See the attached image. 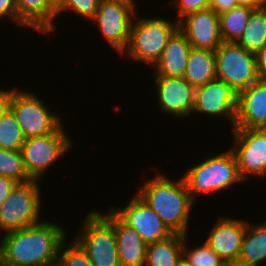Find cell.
Segmentation results:
<instances>
[{
	"label": "cell",
	"mask_w": 266,
	"mask_h": 266,
	"mask_svg": "<svg viewBox=\"0 0 266 266\" xmlns=\"http://www.w3.org/2000/svg\"><path fill=\"white\" fill-rule=\"evenodd\" d=\"M66 231L62 225L42 220L0 235V265L56 266Z\"/></svg>",
	"instance_id": "obj_1"
},
{
	"label": "cell",
	"mask_w": 266,
	"mask_h": 266,
	"mask_svg": "<svg viewBox=\"0 0 266 266\" xmlns=\"http://www.w3.org/2000/svg\"><path fill=\"white\" fill-rule=\"evenodd\" d=\"M136 194L158 214L173 233L188 234L191 209L195 202L182 176L174 181L164 173H157L153 179H147Z\"/></svg>",
	"instance_id": "obj_2"
},
{
	"label": "cell",
	"mask_w": 266,
	"mask_h": 266,
	"mask_svg": "<svg viewBox=\"0 0 266 266\" xmlns=\"http://www.w3.org/2000/svg\"><path fill=\"white\" fill-rule=\"evenodd\" d=\"M182 177L194 202L198 194H215L245 182L230 148L223 153H211L202 163L190 166Z\"/></svg>",
	"instance_id": "obj_3"
},
{
	"label": "cell",
	"mask_w": 266,
	"mask_h": 266,
	"mask_svg": "<svg viewBox=\"0 0 266 266\" xmlns=\"http://www.w3.org/2000/svg\"><path fill=\"white\" fill-rule=\"evenodd\" d=\"M137 16L136 13L131 23L129 43L122 55L127 60L133 59L153 67L160 59L169 39L178 30V21L173 23L160 16L138 19Z\"/></svg>",
	"instance_id": "obj_4"
},
{
	"label": "cell",
	"mask_w": 266,
	"mask_h": 266,
	"mask_svg": "<svg viewBox=\"0 0 266 266\" xmlns=\"http://www.w3.org/2000/svg\"><path fill=\"white\" fill-rule=\"evenodd\" d=\"M87 213L73 239L94 266H121L113 225L96 209Z\"/></svg>",
	"instance_id": "obj_5"
},
{
	"label": "cell",
	"mask_w": 266,
	"mask_h": 266,
	"mask_svg": "<svg viewBox=\"0 0 266 266\" xmlns=\"http://www.w3.org/2000/svg\"><path fill=\"white\" fill-rule=\"evenodd\" d=\"M40 181L17 183L0 205V233H8L41 222Z\"/></svg>",
	"instance_id": "obj_6"
},
{
	"label": "cell",
	"mask_w": 266,
	"mask_h": 266,
	"mask_svg": "<svg viewBox=\"0 0 266 266\" xmlns=\"http://www.w3.org/2000/svg\"><path fill=\"white\" fill-rule=\"evenodd\" d=\"M44 103L32 91L14 88L9 109L15 115L26 139L54 133L62 125L59 113L50 111V107Z\"/></svg>",
	"instance_id": "obj_7"
},
{
	"label": "cell",
	"mask_w": 266,
	"mask_h": 266,
	"mask_svg": "<svg viewBox=\"0 0 266 266\" xmlns=\"http://www.w3.org/2000/svg\"><path fill=\"white\" fill-rule=\"evenodd\" d=\"M216 78L238 94L259 80L255 53L237 42H223L215 51Z\"/></svg>",
	"instance_id": "obj_8"
},
{
	"label": "cell",
	"mask_w": 266,
	"mask_h": 266,
	"mask_svg": "<svg viewBox=\"0 0 266 266\" xmlns=\"http://www.w3.org/2000/svg\"><path fill=\"white\" fill-rule=\"evenodd\" d=\"M63 124L51 134L30 137L21 147L25 169L32 179L42 180L54 162L72 148ZM43 175V176H42Z\"/></svg>",
	"instance_id": "obj_9"
},
{
	"label": "cell",
	"mask_w": 266,
	"mask_h": 266,
	"mask_svg": "<svg viewBox=\"0 0 266 266\" xmlns=\"http://www.w3.org/2000/svg\"><path fill=\"white\" fill-rule=\"evenodd\" d=\"M233 151L240 176L266 178V129L233 128ZM258 175V176H257Z\"/></svg>",
	"instance_id": "obj_10"
},
{
	"label": "cell",
	"mask_w": 266,
	"mask_h": 266,
	"mask_svg": "<svg viewBox=\"0 0 266 266\" xmlns=\"http://www.w3.org/2000/svg\"><path fill=\"white\" fill-rule=\"evenodd\" d=\"M135 14L126 5L101 0L98 11L91 19L93 24H97L108 45L118 51L121 57L129 43L131 23Z\"/></svg>",
	"instance_id": "obj_11"
},
{
	"label": "cell",
	"mask_w": 266,
	"mask_h": 266,
	"mask_svg": "<svg viewBox=\"0 0 266 266\" xmlns=\"http://www.w3.org/2000/svg\"><path fill=\"white\" fill-rule=\"evenodd\" d=\"M125 207L111 209L129 226L133 227L147 245L162 241L174 233L158 214L137 194L131 195Z\"/></svg>",
	"instance_id": "obj_12"
},
{
	"label": "cell",
	"mask_w": 266,
	"mask_h": 266,
	"mask_svg": "<svg viewBox=\"0 0 266 266\" xmlns=\"http://www.w3.org/2000/svg\"><path fill=\"white\" fill-rule=\"evenodd\" d=\"M238 108V93L226 82L214 79L195 88L192 114L204 113L207 116H225L234 128Z\"/></svg>",
	"instance_id": "obj_13"
},
{
	"label": "cell",
	"mask_w": 266,
	"mask_h": 266,
	"mask_svg": "<svg viewBox=\"0 0 266 266\" xmlns=\"http://www.w3.org/2000/svg\"><path fill=\"white\" fill-rule=\"evenodd\" d=\"M160 112L178 118L191 116L195 88L183 77L154 76Z\"/></svg>",
	"instance_id": "obj_14"
},
{
	"label": "cell",
	"mask_w": 266,
	"mask_h": 266,
	"mask_svg": "<svg viewBox=\"0 0 266 266\" xmlns=\"http://www.w3.org/2000/svg\"><path fill=\"white\" fill-rule=\"evenodd\" d=\"M178 30L192 48L216 51L223 43L219 15L210 8L182 17L178 21Z\"/></svg>",
	"instance_id": "obj_15"
},
{
	"label": "cell",
	"mask_w": 266,
	"mask_h": 266,
	"mask_svg": "<svg viewBox=\"0 0 266 266\" xmlns=\"http://www.w3.org/2000/svg\"><path fill=\"white\" fill-rule=\"evenodd\" d=\"M247 221L219 216L204 241L228 266H234L241 253Z\"/></svg>",
	"instance_id": "obj_16"
},
{
	"label": "cell",
	"mask_w": 266,
	"mask_h": 266,
	"mask_svg": "<svg viewBox=\"0 0 266 266\" xmlns=\"http://www.w3.org/2000/svg\"><path fill=\"white\" fill-rule=\"evenodd\" d=\"M101 213L114 227L121 266H144L147 244L140 234L126 224L109 206Z\"/></svg>",
	"instance_id": "obj_17"
},
{
	"label": "cell",
	"mask_w": 266,
	"mask_h": 266,
	"mask_svg": "<svg viewBox=\"0 0 266 266\" xmlns=\"http://www.w3.org/2000/svg\"><path fill=\"white\" fill-rule=\"evenodd\" d=\"M234 128L266 129V81L259 79L238 94Z\"/></svg>",
	"instance_id": "obj_18"
},
{
	"label": "cell",
	"mask_w": 266,
	"mask_h": 266,
	"mask_svg": "<svg viewBox=\"0 0 266 266\" xmlns=\"http://www.w3.org/2000/svg\"><path fill=\"white\" fill-rule=\"evenodd\" d=\"M17 25L49 36L55 29L56 6L50 0H15Z\"/></svg>",
	"instance_id": "obj_19"
},
{
	"label": "cell",
	"mask_w": 266,
	"mask_h": 266,
	"mask_svg": "<svg viewBox=\"0 0 266 266\" xmlns=\"http://www.w3.org/2000/svg\"><path fill=\"white\" fill-rule=\"evenodd\" d=\"M191 44L177 30L166 44L160 59L154 64V76L183 77Z\"/></svg>",
	"instance_id": "obj_20"
},
{
	"label": "cell",
	"mask_w": 266,
	"mask_h": 266,
	"mask_svg": "<svg viewBox=\"0 0 266 266\" xmlns=\"http://www.w3.org/2000/svg\"><path fill=\"white\" fill-rule=\"evenodd\" d=\"M266 261V221L247 222L241 253L234 266H259Z\"/></svg>",
	"instance_id": "obj_21"
},
{
	"label": "cell",
	"mask_w": 266,
	"mask_h": 266,
	"mask_svg": "<svg viewBox=\"0 0 266 266\" xmlns=\"http://www.w3.org/2000/svg\"><path fill=\"white\" fill-rule=\"evenodd\" d=\"M183 78L194 88L216 79L215 51L191 48Z\"/></svg>",
	"instance_id": "obj_22"
},
{
	"label": "cell",
	"mask_w": 266,
	"mask_h": 266,
	"mask_svg": "<svg viewBox=\"0 0 266 266\" xmlns=\"http://www.w3.org/2000/svg\"><path fill=\"white\" fill-rule=\"evenodd\" d=\"M184 235L174 233L170 237L147 245L144 266H176L183 255Z\"/></svg>",
	"instance_id": "obj_23"
},
{
	"label": "cell",
	"mask_w": 266,
	"mask_h": 266,
	"mask_svg": "<svg viewBox=\"0 0 266 266\" xmlns=\"http://www.w3.org/2000/svg\"><path fill=\"white\" fill-rule=\"evenodd\" d=\"M237 43L245 50L256 53L266 44V9H253L246 29Z\"/></svg>",
	"instance_id": "obj_24"
},
{
	"label": "cell",
	"mask_w": 266,
	"mask_h": 266,
	"mask_svg": "<svg viewBox=\"0 0 266 266\" xmlns=\"http://www.w3.org/2000/svg\"><path fill=\"white\" fill-rule=\"evenodd\" d=\"M252 8L237 6L219 15L223 42H237L246 29Z\"/></svg>",
	"instance_id": "obj_25"
},
{
	"label": "cell",
	"mask_w": 266,
	"mask_h": 266,
	"mask_svg": "<svg viewBox=\"0 0 266 266\" xmlns=\"http://www.w3.org/2000/svg\"><path fill=\"white\" fill-rule=\"evenodd\" d=\"M26 138L10 109L0 118V148L21 150Z\"/></svg>",
	"instance_id": "obj_26"
},
{
	"label": "cell",
	"mask_w": 266,
	"mask_h": 266,
	"mask_svg": "<svg viewBox=\"0 0 266 266\" xmlns=\"http://www.w3.org/2000/svg\"><path fill=\"white\" fill-rule=\"evenodd\" d=\"M0 175L17 183H26L32 178L28 175L20 150L0 148Z\"/></svg>",
	"instance_id": "obj_27"
},
{
	"label": "cell",
	"mask_w": 266,
	"mask_h": 266,
	"mask_svg": "<svg viewBox=\"0 0 266 266\" xmlns=\"http://www.w3.org/2000/svg\"><path fill=\"white\" fill-rule=\"evenodd\" d=\"M187 236L184 235L183 256L191 266H228L205 242L190 249L187 245Z\"/></svg>",
	"instance_id": "obj_28"
},
{
	"label": "cell",
	"mask_w": 266,
	"mask_h": 266,
	"mask_svg": "<svg viewBox=\"0 0 266 266\" xmlns=\"http://www.w3.org/2000/svg\"><path fill=\"white\" fill-rule=\"evenodd\" d=\"M66 240L67 238L60 246L56 266H94L85 251L74 239L71 244L67 243Z\"/></svg>",
	"instance_id": "obj_29"
},
{
	"label": "cell",
	"mask_w": 266,
	"mask_h": 266,
	"mask_svg": "<svg viewBox=\"0 0 266 266\" xmlns=\"http://www.w3.org/2000/svg\"><path fill=\"white\" fill-rule=\"evenodd\" d=\"M101 0H61L56 5V14L61 15L64 11H72L73 13L84 17V19H91L94 14L98 11ZM69 9V10H68Z\"/></svg>",
	"instance_id": "obj_30"
},
{
	"label": "cell",
	"mask_w": 266,
	"mask_h": 266,
	"mask_svg": "<svg viewBox=\"0 0 266 266\" xmlns=\"http://www.w3.org/2000/svg\"><path fill=\"white\" fill-rule=\"evenodd\" d=\"M172 3H174V7H178L176 21H179L182 17L190 13L208 9L210 0H174Z\"/></svg>",
	"instance_id": "obj_31"
},
{
	"label": "cell",
	"mask_w": 266,
	"mask_h": 266,
	"mask_svg": "<svg viewBox=\"0 0 266 266\" xmlns=\"http://www.w3.org/2000/svg\"><path fill=\"white\" fill-rule=\"evenodd\" d=\"M17 24V8L15 0H0V20L7 18Z\"/></svg>",
	"instance_id": "obj_32"
},
{
	"label": "cell",
	"mask_w": 266,
	"mask_h": 266,
	"mask_svg": "<svg viewBox=\"0 0 266 266\" xmlns=\"http://www.w3.org/2000/svg\"><path fill=\"white\" fill-rule=\"evenodd\" d=\"M237 6V0H210L209 8L216 14L220 15L221 13L229 11Z\"/></svg>",
	"instance_id": "obj_33"
},
{
	"label": "cell",
	"mask_w": 266,
	"mask_h": 266,
	"mask_svg": "<svg viewBox=\"0 0 266 266\" xmlns=\"http://www.w3.org/2000/svg\"><path fill=\"white\" fill-rule=\"evenodd\" d=\"M255 57L259 79L266 81V44L255 53Z\"/></svg>",
	"instance_id": "obj_34"
},
{
	"label": "cell",
	"mask_w": 266,
	"mask_h": 266,
	"mask_svg": "<svg viewBox=\"0 0 266 266\" xmlns=\"http://www.w3.org/2000/svg\"><path fill=\"white\" fill-rule=\"evenodd\" d=\"M17 182L11 178L0 175V205L9 196Z\"/></svg>",
	"instance_id": "obj_35"
},
{
	"label": "cell",
	"mask_w": 266,
	"mask_h": 266,
	"mask_svg": "<svg viewBox=\"0 0 266 266\" xmlns=\"http://www.w3.org/2000/svg\"><path fill=\"white\" fill-rule=\"evenodd\" d=\"M13 88L9 89H0V118L6 113L9 109V103L12 96Z\"/></svg>",
	"instance_id": "obj_36"
},
{
	"label": "cell",
	"mask_w": 266,
	"mask_h": 266,
	"mask_svg": "<svg viewBox=\"0 0 266 266\" xmlns=\"http://www.w3.org/2000/svg\"><path fill=\"white\" fill-rule=\"evenodd\" d=\"M238 6H246L252 9L264 8L266 0H237Z\"/></svg>",
	"instance_id": "obj_37"
},
{
	"label": "cell",
	"mask_w": 266,
	"mask_h": 266,
	"mask_svg": "<svg viewBox=\"0 0 266 266\" xmlns=\"http://www.w3.org/2000/svg\"><path fill=\"white\" fill-rule=\"evenodd\" d=\"M105 1L115 2V3H120L123 5H126V6L130 7L135 13H137V11L135 9V7H137L135 0H105Z\"/></svg>",
	"instance_id": "obj_38"
},
{
	"label": "cell",
	"mask_w": 266,
	"mask_h": 266,
	"mask_svg": "<svg viewBox=\"0 0 266 266\" xmlns=\"http://www.w3.org/2000/svg\"><path fill=\"white\" fill-rule=\"evenodd\" d=\"M176 266H191L188 260L182 255V257L178 260Z\"/></svg>",
	"instance_id": "obj_39"
},
{
	"label": "cell",
	"mask_w": 266,
	"mask_h": 266,
	"mask_svg": "<svg viewBox=\"0 0 266 266\" xmlns=\"http://www.w3.org/2000/svg\"><path fill=\"white\" fill-rule=\"evenodd\" d=\"M55 6L61 1V0H50Z\"/></svg>",
	"instance_id": "obj_40"
}]
</instances>
